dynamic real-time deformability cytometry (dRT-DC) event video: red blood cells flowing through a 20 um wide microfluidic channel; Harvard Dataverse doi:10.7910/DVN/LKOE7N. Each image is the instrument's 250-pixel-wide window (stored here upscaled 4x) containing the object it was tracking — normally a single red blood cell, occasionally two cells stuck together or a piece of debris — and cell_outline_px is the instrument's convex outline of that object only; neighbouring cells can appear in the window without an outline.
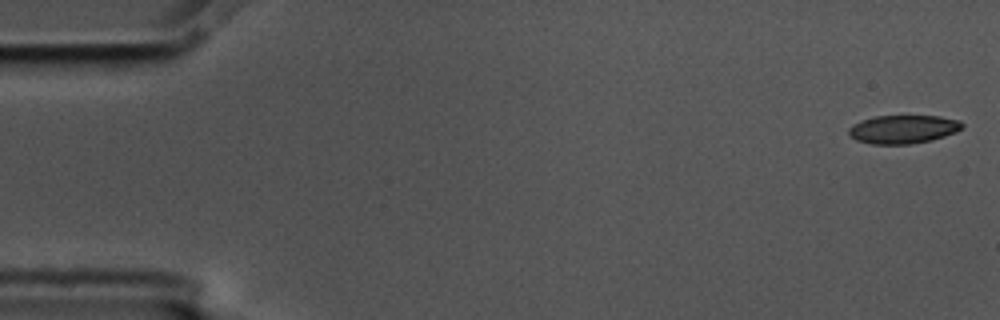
{"species": "common noctule bat (a hibernating species)", "species_latin": "Nyctalus noctula", "temperature_condition": "cold", "stored_images_in_passage": 11, "camera_frame_rate_fps": 3000, "um_per_image_px": 0.085, "animal": {"sex": "male", "body_mass_g": 17.5, "forearm_length_mm": 52.3}, "frame": {"image": 1, "passage_image": 1, "time_ms": 0.0, "image_size_px": [1000, 320], "cell_outline_px": [[964, 128], [956, 132], [932, 140], [908, 144], [872, 144], [856, 140], [848, 136], [848, 128], [852, 124], [860, 120], [876, 116], [940, 116], [960, 120], [964, 124]], "centroid_in_image_um": [76.76, 10.98], "position_along_channel_um": 8.2, "area_um2": 19.02}}